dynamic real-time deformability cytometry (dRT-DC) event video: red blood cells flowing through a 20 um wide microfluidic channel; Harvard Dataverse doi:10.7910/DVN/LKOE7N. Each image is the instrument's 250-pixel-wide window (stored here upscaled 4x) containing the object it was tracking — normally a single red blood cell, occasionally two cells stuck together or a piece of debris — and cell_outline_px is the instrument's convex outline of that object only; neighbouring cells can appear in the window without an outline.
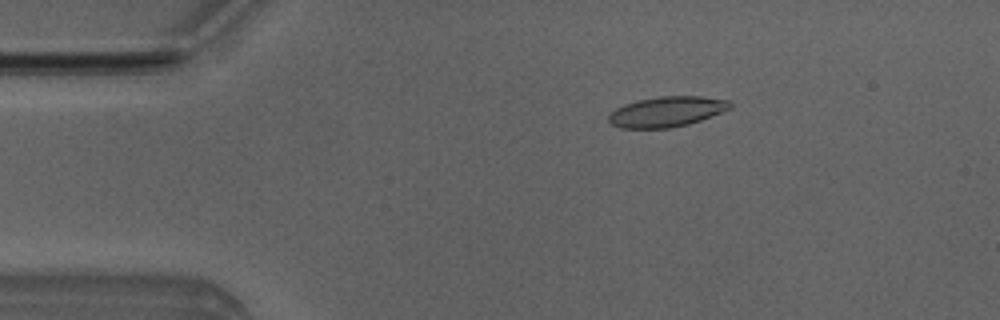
{"species": "Egyptian fruit bat (a non-hibernating species)", "species_latin": "Rousettus aegyptiacus", "temperature_condition": "room temperature", "stored_images_in_passage": 5, "camera_frame_rate_fps": 3000, "um_per_image_px": 0.085, "animal": {"sex": "male"}, "frame": {"image": 1, "passage_image": 3, "time_ms": 2.333, "image_size_px": [1000, 320], "cell_outline_px": [[732, 108], [700, 120], [688, 124], [672, 128], [620, 128], [612, 124], [608, 120], [608, 116], [616, 108], [624, 104], [636, 100], [660, 96], [700, 96], [728, 100], [732, 104]], "centroid_in_image_um": [56.66, 9.49], "position_along_channel_um": 28.3, "area_um2": 21.44}}